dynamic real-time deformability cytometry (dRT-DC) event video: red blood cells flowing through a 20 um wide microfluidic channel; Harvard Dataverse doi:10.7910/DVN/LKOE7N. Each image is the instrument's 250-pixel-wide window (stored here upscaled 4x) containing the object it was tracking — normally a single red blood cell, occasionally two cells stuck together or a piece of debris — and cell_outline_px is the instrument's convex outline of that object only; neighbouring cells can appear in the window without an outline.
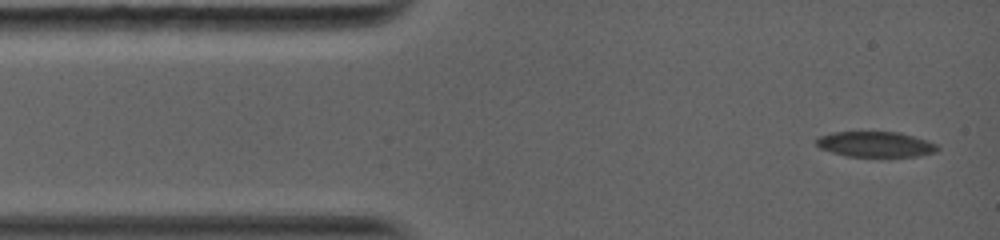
{"species": "common noctule bat (a hibernating species)", "species_latin": "Nyctalus noctula", "temperature_condition": "warm", "stored_images_in_passage": 41, "camera_frame_rate_fps": 5000, "um_per_image_px": 0.085, "animal": {"sex": "female", "body_mass_g": 19.0, "forearm_length_mm": 56.7}, "frame": {"image": 1, "passage_image": 1, "time_ms": 0.0, "image_size_px": [1000, 240], "cell_outline_px": [[940, 148], [936, 152], [916, 156], [848, 156], [832, 152], [820, 148], [816, 144], [816, 140], [820, 136], [832, 132], [900, 132], [928, 140], [936, 144]], "centroid_in_image_um": [74.44, 12.26], "position_along_channel_um": 10.6, "area_um2": 17.86}}
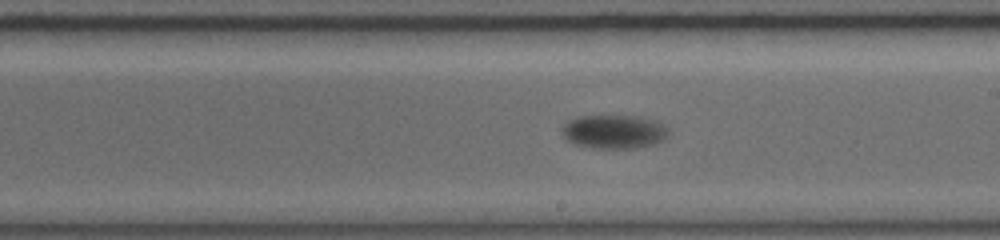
{"frame": {"image": 2, "passage_image": 18, "time_ms": 7.4, "image_size_px": [1000, 240], "cell_outline_px": [[668, 132], [664, 140], [656, 144], [632, 148], [600, 148], [572, 144], [560, 132], [560, 128], [568, 120], [576, 116], [636, 116], [656, 120], [664, 124], [668, 128]], "centroid_in_image_um": [52.18, 11.18], "position_along_channel_um": 236.8, "area_um2": 21.15}}
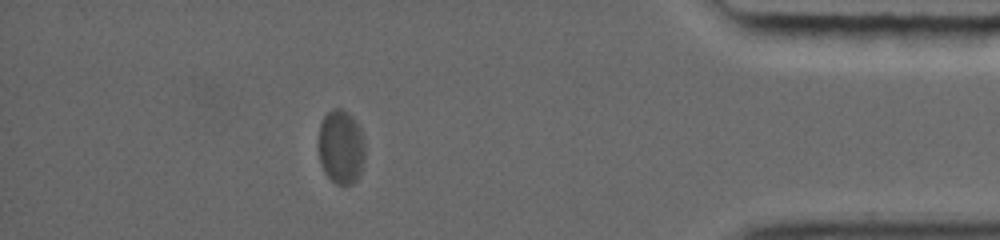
{"frame": {"image": 3, "passage_image": 35, "time_ms": 12.8, "image_size_px": [1000, 240], "cell_outline_px": [[364, 160], [360, 172], [356, 180], [352, 184], [336, 184], [324, 172], [320, 164], [320, 124], [324, 116], [332, 108], [340, 108], [348, 112], [352, 116], [360, 128], [364, 136]], "centroid_in_image_um": [29.0, 12.48], "position_along_channel_um": 406.2, "area_um2": 20.0}, "authors_computed_cell_mechanics": {"area_um2": 20.5768, "velocity_mm_per_s": 3.9224, "shape_relaxation_time_tau1_ms": 3.0137, "shape_relaxation_time_tau2_ms": null, "deformation_change_tau1": 0.1126, "deformation_change_tau2": null}}